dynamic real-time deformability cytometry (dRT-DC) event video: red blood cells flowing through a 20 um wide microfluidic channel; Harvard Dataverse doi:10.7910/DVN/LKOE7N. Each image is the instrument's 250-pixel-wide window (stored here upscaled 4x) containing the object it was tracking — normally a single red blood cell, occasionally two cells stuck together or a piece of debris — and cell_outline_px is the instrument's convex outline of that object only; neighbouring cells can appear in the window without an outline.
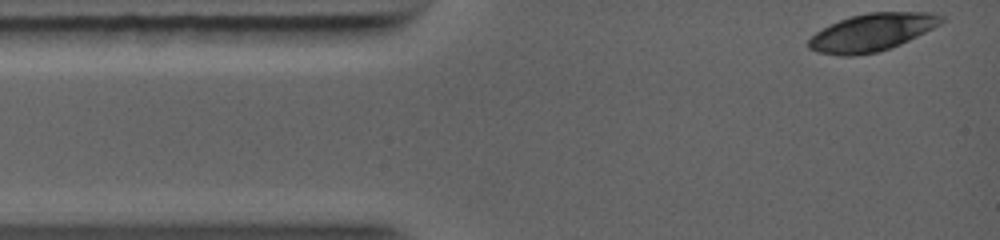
{"species": "common noctule bat (a hibernating species)", "species_latin": "Nyctalus noctula", "temperature_condition": "warm", "stored_images_in_passage": 7, "camera_frame_rate_fps": 5000, "um_per_image_px": 0.085, "animal": {"sex": "female", "body_mass_g": 19.0, "forearm_length_mm": 56.7}, "frame": {"image": 1, "passage_image": 1, "time_ms": 0.0, "image_size_px": [1000, 240], "cell_outline_px": [[944, 20], [940, 24], [900, 44], [876, 52], [852, 56], [840, 56], [816, 52], [808, 48], [808, 40], [816, 32], [840, 20], [852, 16], [868, 12], [932, 12], [944, 16]], "centroid_in_image_um": [74.1, 2.75], "position_along_channel_um": 10.9, "area_um2": 28.73}}